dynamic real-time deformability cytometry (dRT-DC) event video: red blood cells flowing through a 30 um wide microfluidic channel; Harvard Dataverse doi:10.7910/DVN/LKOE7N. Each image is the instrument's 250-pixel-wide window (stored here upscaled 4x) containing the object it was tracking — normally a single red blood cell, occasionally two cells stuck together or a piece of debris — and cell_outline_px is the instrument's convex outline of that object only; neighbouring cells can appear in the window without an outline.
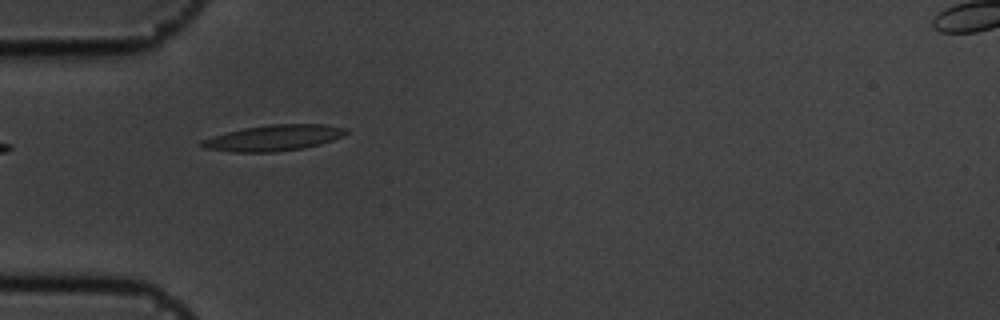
{"species": "common noctule bat (a hibernating species)", "species_latin": "Nyctalus noctula", "temperature_condition": "cold", "stored_images_in_passage": 8, "camera_frame_rate_fps": 3000, "um_per_image_px": 0.085, "animal": {"sex": "male", "body_mass_g": 19.5, "forearm_length_mm": 54.6}, "frame": {"image": 1, "passage_image": 3, "time_ms": 0.667, "image_size_px": [1000, 320], "cell_outline_px": [[348, 132], [344, 136], [320, 144], [304, 148], [276, 152], [232, 152], [204, 148], [200, 144], [200, 140], [212, 136], [244, 128], [272, 124], [324, 124], [348, 128]], "centroid_in_image_um": [23.29, 11.72], "position_along_channel_um": 61.7, "area_um2": 21.85}}
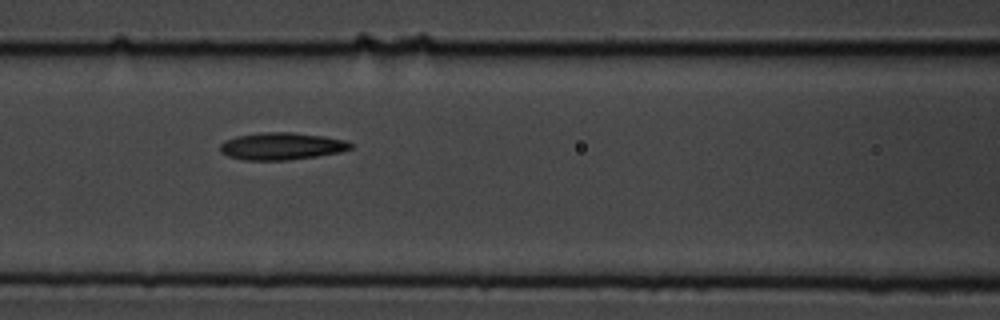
{"frame": {"image": 2, "passage_image": 5, "time_ms": 1.333, "image_size_px": [1000, 320], "cell_outline_px": [[352, 148], [340, 152], [316, 156], [288, 160], [244, 160], [228, 156], [220, 152], [220, 144], [224, 140], [236, 136], [264, 132], [292, 132], [324, 136], [348, 140], [352, 144]], "centroid_in_image_um": [23.93, 12.42], "position_along_channel_um": 142.7, "area_um2": 20.81}}
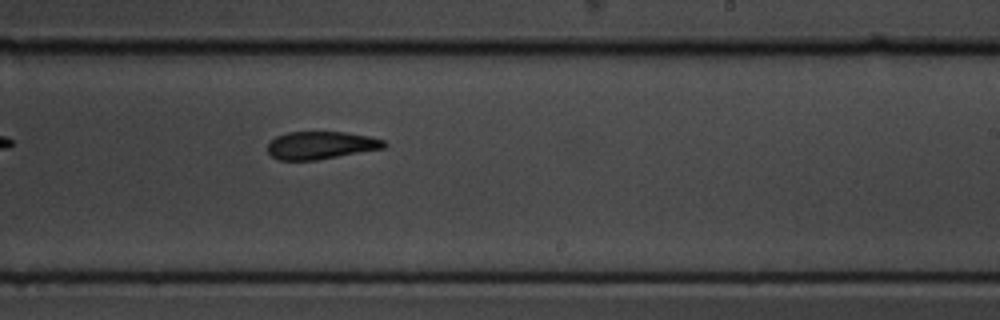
{"frame": {"image": 3, "passage_image": 8, "time_ms": 2.333, "image_size_px": [1000, 320], "cell_outline_px": [[388, 144], [384, 148], [316, 160], [280, 160], [272, 156], [268, 152], [268, 144], [276, 136], [288, 132], [344, 132], [368, 136], [384, 140]], "centroid_in_image_um": [27.28, 12.34], "position_along_channel_um": 261.7, "area_um2": 18.67}}